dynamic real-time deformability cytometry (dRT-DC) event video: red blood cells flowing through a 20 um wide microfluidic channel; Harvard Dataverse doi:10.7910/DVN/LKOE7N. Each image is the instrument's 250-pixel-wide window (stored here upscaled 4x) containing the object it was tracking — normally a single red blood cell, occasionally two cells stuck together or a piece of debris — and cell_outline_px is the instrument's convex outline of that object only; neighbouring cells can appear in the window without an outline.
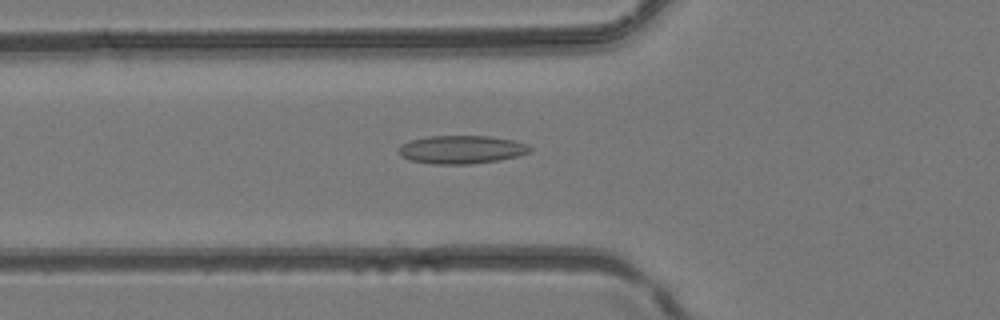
{"species": "common noctule bat (a hibernating species)", "species_latin": "Nyctalus noctula", "temperature_condition": "room temperature", "stored_images_in_passage": 21, "camera_frame_rate_fps": 3000, "um_per_image_px": 0.085, "animal": {"sex": "female", "body_mass_g": 24.6, "forearm_length_mm": 56.2}, "frame": {"image": 1, "passage_image": 2, "time_ms": 0.333, "image_size_px": [1000, 320], "cell_outline_px": [[532, 148], [528, 152], [516, 156], [500, 160], [468, 164], [432, 164], [408, 160], [400, 156], [400, 144], [412, 140], [428, 136], [488, 136], [512, 140], [528, 144]], "centroid_in_image_um": [39.2, 12.71], "position_along_channel_um": 86.6, "area_um2": 21.5}}
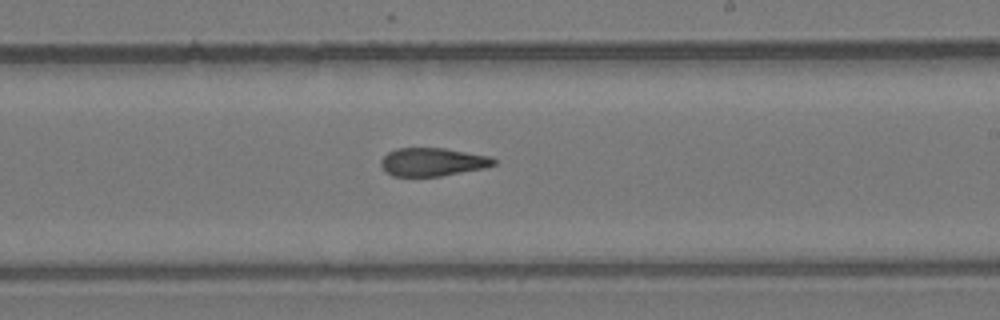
{"frame": {"image": 2, "passage_image": 12, "time_ms": 3.667, "image_size_px": [1000, 320], "cell_outline_px": [[496, 164], [484, 168], [440, 176], [392, 176], [384, 172], [380, 164], [380, 160], [388, 152], [396, 148], [444, 148], [488, 156], [496, 160]], "centroid_in_image_um": [36.72, 13.77], "position_along_channel_um": 252.3, "area_um2": 18.55}}
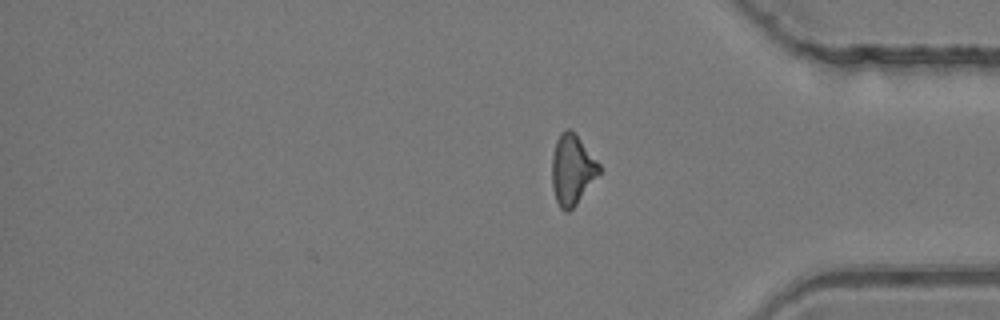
{"frame": {"image": 3, "passage_image": 21, "time_ms": 6.667, "image_size_px": [1000, 320], "cell_outline_px": [[600, 172], [576, 204], [568, 212], [564, 212], [560, 208], [556, 200], [552, 188], [552, 152], [556, 140], [560, 132], [564, 128], [568, 128], [580, 140], [600, 164]], "centroid_in_image_um": [48.6, 14.42], "position_along_channel_um": 386.6, "area_um2": 19.13}}